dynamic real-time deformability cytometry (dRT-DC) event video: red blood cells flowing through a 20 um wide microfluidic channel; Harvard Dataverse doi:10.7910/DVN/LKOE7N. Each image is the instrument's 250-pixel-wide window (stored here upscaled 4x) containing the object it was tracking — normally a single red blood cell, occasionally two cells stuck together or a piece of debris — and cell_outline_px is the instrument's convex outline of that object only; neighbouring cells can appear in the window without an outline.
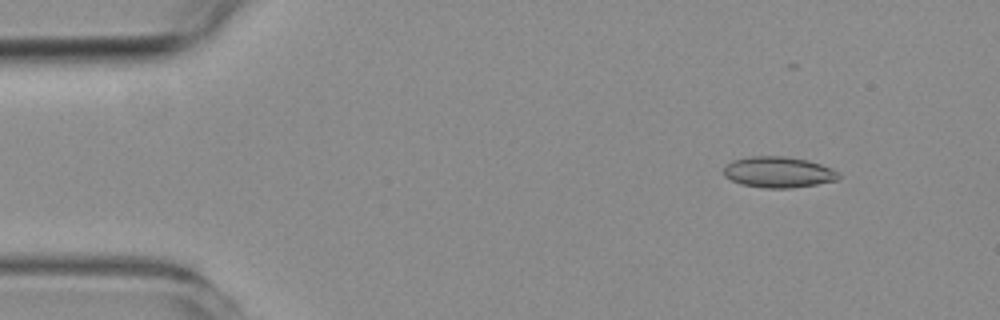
{"species": "common noctule bat (a hibernating species)", "species_latin": "Nyctalus noctula", "temperature_condition": "room temperature", "stored_images_in_passage": 34, "camera_frame_rate_fps": 3000, "um_per_image_px": 0.085, "animal": {"sex": "female", "body_mass_g": 19.3, "forearm_length_mm": 54.1}, "frame": {"image": 1, "passage_image": 6, "time_ms": 1.667, "image_size_px": [1000, 320], "cell_outline_px": [[840, 176], [836, 180], [816, 184], [788, 188], [764, 188], [740, 184], [724, 176], [724, 168], [732, 160], [752, 156], [784, 156], [808, 160], [832, 168], [840, 172]], "centroid_in_image_um": [66.17, 14.63], "position_along_channel_um": 18.8, "area_um2": 20.69}}